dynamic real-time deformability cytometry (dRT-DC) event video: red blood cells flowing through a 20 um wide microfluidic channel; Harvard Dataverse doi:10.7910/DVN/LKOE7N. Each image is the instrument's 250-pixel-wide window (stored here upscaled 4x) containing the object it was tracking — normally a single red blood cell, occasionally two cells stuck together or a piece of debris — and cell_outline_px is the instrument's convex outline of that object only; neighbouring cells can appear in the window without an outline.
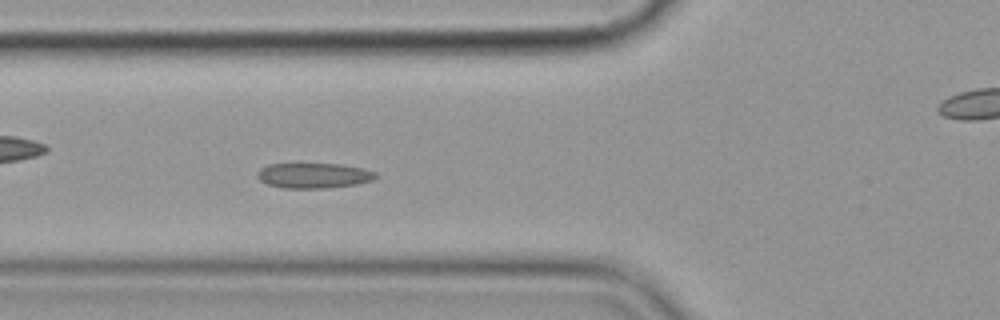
{"species": "common noctule bat (a hibernating species)", "species_latin": "Nyctalus noctula", "temperature_condition": "cold", "stored_images_in_passage": 57, "camera_frame_rate_fps": 3000, "um_per_image_px": 0.085, "animal": {"sex": "female", "body_mass_g": 19.9}, "frame": {"image": 1, "passage_image": 21, "time_ms": 6.667, "image_size_px": [1000, 320], "cell_outline_px": [[376, 176], [372, 180], [356, 184], [324, 188], [284, 188], [268, 184], [260, 180], [256, 176], [256, 172], [260, 168], [268, 164], [340, 164], [364, 168], [376, 172]], "centroid_in_image_um": [26.64, 14.91], "position_along_channel_um": 99.2, "area_um2": 17.34}}
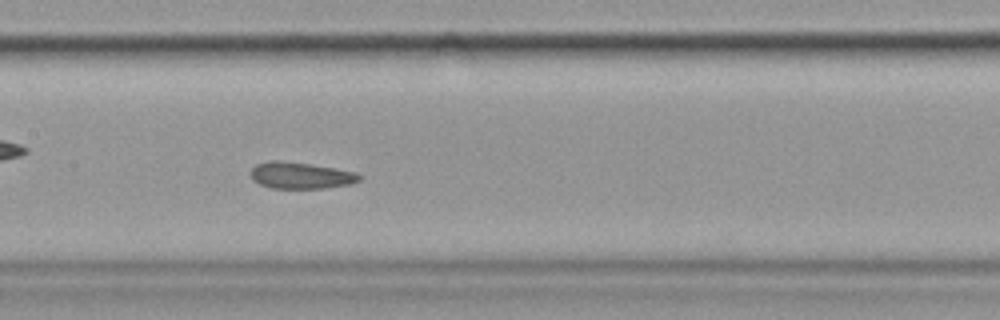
{"frame": {"image": 2, "passage_image": 28, "time_ms": 9.0, "image_size_px": [1000, 320], "cell_outline_px": [[360, 180], [348, 184], [324, 188], [272, 188], [260, 184], [252, 180], [252, 168], [256, 164], [272, 160], [276, 160], [308, 164], [336, 168], [356, 172], [360, 176]], "centroid_in_image_um": [25.55, 14.91], "position_along_channel_um": 181.9, "area_um2": 16.53}}
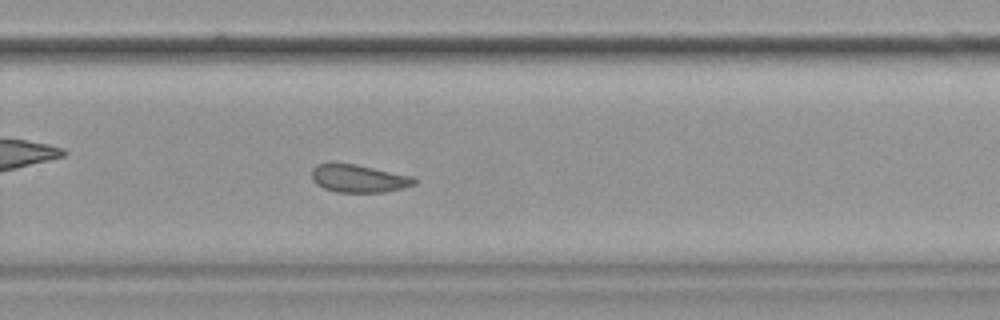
{"frame": {"image": 3, "passage_image": 38, "time_ms": 12.333, "image_size_px": [1000, 320], "cell_outline_px": [[416, 184], [404, 188], [384, 192], [336, 192], [324, 188], [316, 184], [312, 180], [312, 168], [316, 164], [332, 160], [356, 164], [412, 176], [416, 180]], "centroid_in_image_um": [30.43, 15.14], "position_along_channel_um": 299.4, "area_um2": 17.11}, "authors_computed_cell_mechanics": {"area_um2": 18.0336, "velocity_mm_per_s": 3.5389, "shape_relaxation_time_tau1_ms": null, "shape_relaxation_time_tau2_ms": 1.513, "deformation_change_tau1": null, "deformation_change_tau2": 0.0879}}